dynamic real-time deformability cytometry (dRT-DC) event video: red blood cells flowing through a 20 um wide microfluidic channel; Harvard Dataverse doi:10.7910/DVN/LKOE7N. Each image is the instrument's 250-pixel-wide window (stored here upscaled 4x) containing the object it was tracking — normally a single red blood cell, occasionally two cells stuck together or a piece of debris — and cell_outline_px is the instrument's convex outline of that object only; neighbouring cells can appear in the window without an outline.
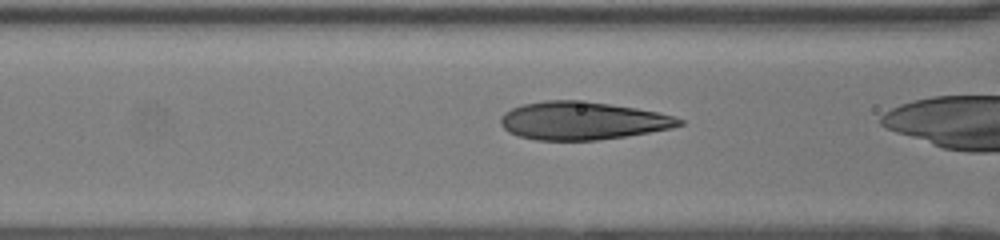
{"species": "human", "species_latin": "Homo sapiens", "temperature_condition": "room temperature", "stored_images_in_passage": 39, "camera_frame_rate_fps": 3000, "um_per_image_px": 0.085, "donor": {"sex": "female"}, "frame": {"image": 1, "passage_image": 20, "time_ms": 6.333, "image_size_px": [1000, 240], "cell_outline_px": [[684, 124], [672, 128], [624, 136], [596, 140], [536, 140], [516, 136], [508, 132], [500, 124], [500, 116], [504, 112], [520, 104], [544, 100], [572, 100], [608, 104], [636, 108], [656, 112], [672, 116], [684, 120]], "centroid_in_image_um": [49.44, 10.26], "position_along_channel_um": 117.2, "area_um2": 39.42}}
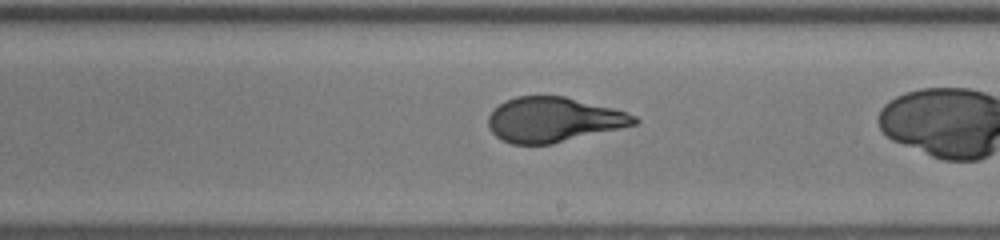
{"frame": {"image": 2, "passage_image": 29, "time_ms": 9.333, "image_size_px": [1000, 240], "cell_outline_px": [[640, 120], [636, 124], [552, 144], [512, 144], [496, 136], [492, 132], [488, 124], [488, 116], [504, 100], [516, 96], [564, 96], [628, 112], [636, 116]], "centroid_in_image_um": [47.04, 10.17], "position_along_channel_um": 242.0, "area_um2": 37.86}}
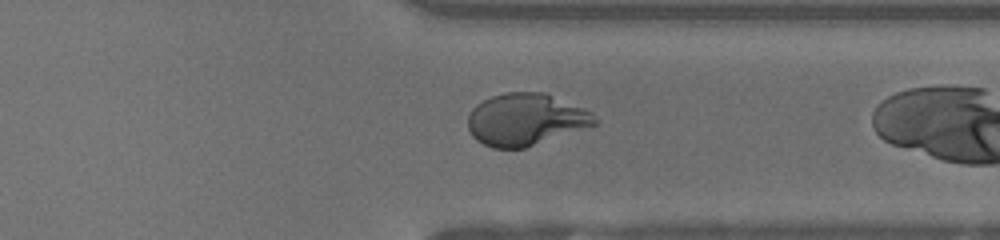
{"frame": {"image": 3, "passage_image": 38, "time_ms": 12.333, "image_size_px": [1000, 240], "cell_outline_px": [[600, 120], [596, 124], [524, 148], [492, 148], [476, 140], [472, 136], [468, 128], [468, 116], [472, 108], [476, 104], [492, 96], [508, 92], [544, 92], [584, 108], [592, 112]], "centroid_in_image_um": [44.67, 10.15], "position_along_channel_um": 366.7, "area_um2": 38.32}}